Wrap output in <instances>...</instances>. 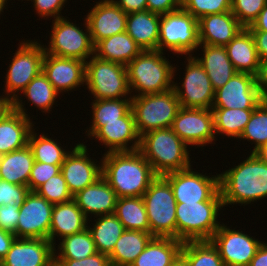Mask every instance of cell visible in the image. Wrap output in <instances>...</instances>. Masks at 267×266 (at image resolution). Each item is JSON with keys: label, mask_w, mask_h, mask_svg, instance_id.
<instances>
[{"label": "cell", "mask_w": 267, "mask_h": 266, "mask_svg": "<svg viewBox=\"0 0 267 266\" xmlns=\"http://www.w3.org/2000/svg\"><path fill=\"white\" fill-rule=\"evenodd\" d=\"M100 163L102 176L118 198L143 196L157 177L151 164L138 150L105 153Z\"/></svg>", "instance_id": "6da1fadb"}, {"label": "cell", "mask_w": 267, "mask_h": 266, "mask_svg": "<svg viewBox=\"0 0 267 266\" xmlns=\"http://www.w3.org/2000/svg\"><path fill=\"white\" fill-rule=\"evenodd\" d=\"M219 189L223 206L267 197V163L251 152L239 165L219 174Z\"/></svg>", "instance_id": "7a4b0ae2"}, {"label": "cell", "mask_w": 267, "mask_h": 266, "mask_svg": "<svg viewBox=\"0 0 267 266\" xmlns=\"http://www.w3.org/2000/svg\"><path fill=\"white\" fill-rule=\"evenodd\" d=\"M187 144L171 129L161 128L140 136L138 151L157 176L191 167Z\"/></svg>", "instance_id": "3957f363"}, {"label": "cell", "mask_w": 267, "mask_h": 266, "mask_svg": "<svg viewBox=\"0 0 267 266\" xmlns=\"http://www.w3.org/2000/svg\"><path fill=\"white\" fill-rule=\"evenodd\" d=\"M158 50H143L126 65L130 91L134 96L168 91L173 88L175 67Z\"/></svg>", "instance_id": "277c9868"}, {"label": "cell", "mask_w": 267, "mask_h": 266, "mask_svg": "<svg viewBox=\"0 0 267 266\" xmlns=\"http://www.w3.org/2000/svg\"><path fill=\"white\" fill-rule=\"evenodd\" d=\"M223 201L176 204V239L182 242L210 240L219 229Z\"/></svg>", "instance_id": "5b68a950"}, {"label": "cell", "mask_w": 267, "mask_h": 266, "mask_svg": "<svg viewBox=\"0 0 267 266\" xmlns=\"http://www.w3.org/2000/svg\"><path fill=\"white\" fill-rule=\"evenodd\" d=\"M180 107L173 88L161 93L132 96L131 109L138 135L171 127Z\"/></svg>", "instance_id": "8992f818"}, {"label": "cell", "mask_w": 267, "mask_h": 266, "mask_svg": "<svg viewBox=\"0 0 267 266\" xmlns=\"http://www.w3.org/2000/svg\"><path fill=\"white\" fill-rule=\"evenodd\" d=\"M150 234L153 237L176 238V204L170 183L163 177L157 176L142 196Z\"/></svg>", "instance_id": "52a82bcc"}, {"label": "cell", "mask_w": 267, "mask_h": 266, "mask_svg": "<svg viewBox=\"0 0 267 266\" xmlns=\"http://www.w3.org/2000/svg\"><path fill=\"white\" fill-rule=\"evenodd\" d=\"M200 45L198 20L182 7L160 15L158 51L190 54Z\"/></svg>", "instance_id": "ba28073f"}, {"label": "cell", "mask_w": 267, "mask_h": 266, "mask_svg": "<svg viewBox=\"0 0 267 266\" xmlns=\"http://www.w3.org/2000/svg\"><path fill=\"white\" fill-rule=\"evenodd\" d=\"M85 85L95 100L120 99L131 94L126 66L99 59L95 55L86 61Z\"/></svg>", "instance_id": "9c48e42d"}, {"label": "cell", "mask_w": 267, "mask_h": 266, "mask_svg": "<svg viewBox=\"0 0 267 266\" xmlns=\"http://www.w3.org/2000/svg\"><path fill=\"white\" fill-rule=\"evenodd\" d=\"M49 48H44L45 53L62 58H75L86 62L90 55H94V44L91 39L87 22L83 31L69 22L58 18L53 20Z\"/></svg>", "instance_id": "30bf717a"}, {"label": "cell", "mask_w": 267, "mask_h": 266, "mask_svg": "<svg viewBox=\"0 0 267 266\" xmlns=\"http://www.w3.org/2000/svg\"><path fill=\"white\" fill-rule=\"evenodd\" d=\"M163 177L170 183L177 203L223 201L219 189V174L210 177L192 171L189 167Z\"/></svg>", "instance_id": "8fae6325"}, {"label": "cell", "mask_w": 267, "mask_h": 266, "mask_svg": "<svg viewBox=\"0 0 267 266\" xmlns=\"http://www.w3.org/2000/svg\"><path fill=\"white\" fill-rule=\"evenodd\" d=\"M44 54V45L41 46L37 41L20 42L5 77L6 90L4 92L12 101L18 97V93L15 94L16 91L22 92L28 83L42 71Z\"/></svg>", "instance_id": "7c38bea8"}, {"label": "cell", "mask_w": 267, "mask_h": 266, "mask_svg": "<svg viewBox=\"0 0 267 266\" xmlns=\"http://www.w3.org/2000/svg\"><path fill=\"white\" fill-rule=\"evenodd\" d=\"M188 64L182 88L173 84V90L177 95L181 107L211 109L214 103L215 90L202 65L196 57L189 55Z\"/></svg>", "instance_id": "4fadbf2b"}, {"label": "cell", "mask_w": 267, "mask_h": 266, "mask_svg": "<svg viewBox=\"0 0 267 266\" xmlns=\"http://www.w3.org/2000/svg\"><path fill=\"white\" fill-rule=\"evenodd\" d=\"M88 137L100 140L109 152H132L137 151L140 145V136L136 130L135 117L132 109L119 121L92 122ZM132 145L128 147V144ZM129 142V143H128ZM127 145V146H126Z\"/></svg>", "instance_id": "5bb4252c"}, {"label": "cell", "mask_w": 267, "mask_h": 266, "mask_svg": "<svg viewBox=\"0 0 267 266\" xmlns=\"http://www.w3.org/2000/svg\"><path fill=\"white\" fill-rule=\"evenodd\" d=\"M210 241L217 248L225 266H248L262 243L224 224L220 225Z\"/></svg>", "instance_id": "9a60e30c"}, {"label": "cell", "mask_w": 267, "mask_h": 266, "mask_svg": "<svg viewBox=\"0 0 267 266\" xmlns=\"http://www.w3.org/2000/svg\"><path fill=\"white\" fill-rule=\"evenodd\" d=\"M263 99L255 75L237 72L224 86L215 90L212 108L255 109Z\"/></svg>", "instance_id": "2e32d148"}, {"label": "cell", "mask_w": 267, "mask_h": 266, "mask_svg": "<svg viewBox=\"0 0 267 266\" xmlns=\"http://www.w3.org/2000/svg\"><path fill=\"white\" fill-rule=\"evenodd\" d=\"M171 129L187 145L203 147L215 140L211 109L180 107Z\"/></svg>", "instance_id": "e0dca14e"}, {"label": "cell", "mask_w": 267, "mask_h": 266, "mask_svg": "<svg viewBox=\"0 0 267 266\" xmlns=\"http://www.w3.org/2000/svg\"><path fill=\"white\" fill-rule=\"evenodd\" d=\"M52 212L53 204L30 191L19 210L17 238L49 240Z\"/></svg>", "instance_id": "ac0fdd59"}, {"label": "cell", "mask_w": 267, "mask_h": 266, "mask_svg": "<svg viewBox=\"0 0 267 266\" xmlns=\"http://www.w3.org/2000/svg\"><path fill=\"white\" fill-rule=\"evenodd\" d=\"M87 146L78 143L61 165V173L72 195L93 184L102 176V164L87 157Z\"/></svg>", "instance_id": "d6986e66"}, {"label": "cell", "mask_w": 267, "mask_h": 266, "mask_svg": "<svg viewBox=\"0 0 267 266\" xmlns=\"http://www.w3.org/2000/svg\"><path fill=\"white\" fill-rule=\"evenodd\" d=\"M55 249L48 239L16 238L0 266H50Z\"/></svg>", "instance_id": "ffe728a7"}, {"label": "cell", "mask_w": 267, "mask_h": 266, "mask_svg": "<svg viewBox=\"0 0 267 266\" xmlns=\"http://www.w3.org/2000/svg\"><path fill=\"white\" fill-rule=\"evenodd\" d=\"M96 3L85 18L94 45L104 38L126 31L128 15L114 0Z\"/></svg>", "instance_id": "44dd1931"}, {"label": "cell", "mask_w": 267, "mask_h": 266, "mask_svg": "<svg viewBox=\"0 0 267 266\" xmlns=\"http://www.w3.org/2000/svg\"><path fill=\"white\" fill-rule=\"evenodd\" d=\"M86 62L75 58H62L44 54L42 72L59 92L73 90L85 83Z\"/></svg>", "instance_id": "7402d4cb"}, {"label": "cell", "mask_w": 267, "mask_h": 266, "mask_svg": "<svg viewBox=\"0 0 267 266\" xmlns=\"http://www.w3.org/2000/svg\"><path fill=\"white\" fill-rule=\"evenodd\" d=\"M13 101V110L0 121V156L28 145V138L34 128L26 114L22 100Z\"/></svg>", "instance_id": "603a6c76"}, {"label": "cell", "mask_w": 267, "mask_h": 266, "mask_svg": "<svg viewBox=\"0 0 267 266\" xmlns=\"http://www.w3.org/2000/svg\"><path fill=\"white\" fill-rule=\"evenodd\" d=\"M117 199L116 192L103 176L73 195V200L87 219L89 213L95 215V217L113 214Z\"/></svg>", "instance_id": "cb8c5ba5"}, {"label": "cell", "mask_w": 267, "mask_h": 266, "mask_svg": "<svg viewBox=\"0 0 267 266\" xmlns=\"http://www.w3.org/2000/svg\"><path fill=\"white\" fill-rule=\"evenodd\" d=\"M198 23L200 44L222 47L244 28L231 11L203 16Z\"/></svg>", "instance_id": "d4e9b609"}, {"label": "cell", "mask_w": 267, "mask_h": 266, "mask_svg": "<svg viewBox=\"0 0 267 266\" xmlns=\"http://www.w3.org/2000/svg\"><path fill=\"white\" fill-rule=\"evenodd\" d=\"M88 220L73 199L53 205L49 240L54 245L55 236L63 238L83 231L87 228Z\"/></svg>", "instance_id": "484cf974"}, {"label": "cell", "mask_w": 267, "mask_h": 266, "mask_svg": "<svg viewBox=\"0 0 267 266\" xmlns=\"http://www.w3.org/2000/svg\"><path fill=\"white\" fill-rule=\"evenodd\" d=\"M160 15L148 10L129 13L126 32L142 50H158Z\"/></svg>", "instance_id": "4316f807"}, {"label": "cell", "mask_w": 267, "mask_h": 266, "mask_svg": "<svg viewBox=\"0 0 267 266\" xmlns=\"http://www.w3.org/2000/svg\"><path fill=\"white\" fill-rule=\"evenodd\" d=\"M229 60L237 72L256 75L260 59L254 38L247 28H243L226 46Z\"/></svg>", "instance_id": "83f0119b"}, {"label": "cell", "mask_w": 267, "mask_h": 266, "mask_svg": "<svg viewBox=\"0 0 267 266\" xmlns=\"http://www.w3.org/2000/svg\"><path fill=\"white\" fill-rule=\"evenodd\" d=\"M142 51L126 31L104 38L94 45L96 57L125 66Z\"/></svg>", "instance_id": "f1b7e54d"}, {"label": "cell", "mask_w": 267, "mask_h": 266, "mask_svg": "<svg viewBox=\"0 0 267 266\" xmlns=\"http://www.w3.org/2000/svg\"><path fill=\"white\" fill-rule=\"evenodd\" d=\"M203 46V47H202ZM203 56L196 58L209 77L214 90L224 86L237 71L229 60L225 47L200 44Z\"/></svg>", "instance_id": "f546056e"}, {"label": "cell", "mask_w": 267, "mask_h": 266, "mask_svg": "<svg viewBox=\"0 0 267 266\" xmlns=\"http://www.w3.org/2000/svg\"><path fill=\"white\" fill-rule=\"evenodd\" d=\"M183 242L172 237H153L130 266H171Z\"/></svg>", "instance_id": "4dcf8cb0"}, {"label": "cell", "mask_w": 267, "mask_h": 266, "mask_svg": "<svg viewBox=\"0 0 267 266\" xmlns=\"http://www.w3.org/2000/svg\"><path fill=\"white\" fill-rule=\"evenodd\" d=\"M34 163L33 152L29 145L2 155L0 156V179L28 186Z\"/></svg>", "instance_id": "1f68e13d"}, {"label": "cell", "mask_w": 267, "mask_h": 266, "mask_svg": "<svg viewBox=\"0 0 267 266\" xmlns=\"http://www.w3.org/2000/svg\"><path fill=\"white\" fill-rule=\"evenodd\" d=\"M152 238L150 232L124 230L108 256L111 266H130Z\"/></svg>", "instance_id": "d6a6232c"}, {"label": "cell", "mask_w": 267, "mask_h": 266, "mask_svg": "<svg viewBox=\"0 0 267 266\" xmlns=\"http://www.w3.org/2000/svg\"><path fill=\"white\" fill-rule=\"evenodd\" d=\"M114 214L125 230L150 232L146 207L142 196L118 198Z\"/></svg>", "instance_id": "836d02e7"}, {"label": "cell", "mask_w": 267, "mask_h": 266, "mask_svg": "<svg viewBox=\"0 0 267 266\" xmlns=\"http://www.w3.org/2000/svg\"><path fill=\"white\" fill-rule=\"evenodd\" d=\"M98 217L95 220V225L93 223L92 228L90 226L87 227L92 235L97 251L109 256L125 229L114 213Z\"/></svg>", "instance_id": "e575fe53"}, {"label": "cell", "mask_w": 267, "mask_h": 266, "mask_svg": "<svg viewBox=\"0 0 267 266\" xmlns=\"http://www.w3.org/2000/svg\"><path fill=\"white\" fill-rule=\"evenodd\" d=\"M214 133L239 138L254 109L211 108Z\"/></svg>", "instance_id": "d590c367"}, {"label": "cell", "mask_w": 267, "mask_h": 266, "mask_svg": "<svg viewBox=\"0 0 267 266\" xmlns=\"http://www.w3.org/2000/svg\"><path fill=\"white\" fill-rule=\"evenodd\" d=\"M61 240L57 249L60 252L56 255L57 250H54V259L80 260L98 252L88 227Z\"/></svg>", "instance_id": "8d00e7d4"}, {"label": "cell", "mask_w": 267, "mask_h": 266, "mask_svg": "<svg viewBox=\"0 0 267 266\" xmlns=\"http://www.w3.org/2000/svg\"><path fill=\"white\" fill-rule=\"evenodd\" d=\"M180 254L190 266H225L210 240L183 242Z\"/></svg>", "instance_id": "74e56055"}, {"label": "cell", "mask_w": 267, "mask_h": 266, "mask_svg": "<svg viewBox=\"0 0 267 266\" xmlns=\"http://www.w3.org/2000/svg\"><path fill=\"white\" fill-rule=\"evenodd\" d=\"M33 131L32 129L29 134L28 145L33 152L34 160L52 165H62L69 152L48 136L42 134L38 137L37 133Z\"/></svg>", "instance_id": "f35d334b"}, {"label": "cell", "mask_w": 267, "mask_h": 266, "mask_svg": "<svg viewBox=\"0 0 267 266\" xmlns=\"http://www.w3.org/2000/svg\"><path fill=\"white\" fill-rule=\"evenodd\" d=\"M33 105L37 106L42 112L48 113L59 92L53 87L47 76L41 71L34 77L22 91Z\"/></svg>", "instance_id": "ab89813d"}, {"label": "cell", "mask_w": 267, "mask_h": 266, "mask_svg": "<svg viewBox=\"0 0 267 266\" xmlns=\"http://www.w3.org/2000/svg\"><path fill=\"white\" fill-rule=\"evenodd\" d=\"M239 139L255 143L252 153L267 144V99H263L254 109Z\"/></svg>", "instance_id": "60d3db41"}, {"label": "cell", "mask_w": 267, "mask_h": 266, "mask_svg": "<svg viewBox=\"0 0 267 266\" xmlns=\"http://www.w3.org/2000/svg\"><path fill=\"white\" fill-rule=\"evenodd\" d=\"M92 122L119 121L131 110V98L94 100Z\"/></svg>", "instance_id": "b9f144b4"}, {"label": "cell", "mask_w": 267, "mask_h": 266, "mask_svg": "<svg viewBox=\"0 0 267 266\" xmlns=\"http://www.w3.org/2000/svg\"><path fill=\"white\" fill-rule=\"evenodd\" d=\"M35 192L53 205L66 203L73 199V195L69 191L67 183L61 172L52 176Z\"/></svg>", "instance_id": "7bdbcfd3"}, {"label": "cell", "mask_w": 267, "mask_h": 266, "mask_svg": "<svg viewBox=\"0 0 267 266\" xmlns=\"http://www.w3.org/2000/svg\"><path fill=\"white\" fill-rule=\"evenodd\" d=\"M181 7L199 20L209 14L231 11V0H181Z\"/></svg>", "instance_id": "ee69618b"}, {"label": "cell", "mask_w": 267, "mask_h": 266, "mask_svg": "<svg viewBox=\"0 0 267 266\" xmlns=\"http://www.w3.org/2000/svg\"><path fill=\"white\" fill-rule=\"evenodd\" d=\"M267 0H231V12L247 28L258 18Z\"/></svg>", "instance_id": "f6af8a7d"}, {"label": "cell", "mask_w": 267, "mask_h": 266, "mask_svg": "<svg viewBox=\"0 0 267 266\" xmlns=\"http://www.w3.org/2000/svg\"><path fill=\"white\" fill-rule=\"evenodd\" d=\"M29 193L28 186L17 185L0 179V205L10 203L21 207Z\"/></svg>", "instance_id": "bcb514c9"}, {"label": "cell", "mask_w": 267, "mask_h": 266, "mask_svg": "<svg viewBox=\"0 0 267 266\" xmlns=\"http://www.w3.org/2000/svg\"><path fill=\"white\" fill-rule=\"evenodd\" d=\"M60 172L61 165H52L35 161L28 182L29 190L35 192L42 184Z\"/></svg>", "instance_id": "7dc6e473"}, {"label": "cell", "mask_w": 267, "mask_h": 266, "mask_svg": "<svg viewBox=\"0 0 267 266\" xmlns=\"http://www.w3.org/2000/svg\"><path fill=\"white\" fill-rule=\"evenodd\" d=\"M20 206L9 204L0 205V229L14 234L17 238V224Z\"/></svg>", "instance_id": "c3c4849f"}, {"label": "cell", "mask_w": 267, "mask_h": 266, "mask_svg": "<svg viewBox=\"0 0 267 266\" xmlns=\"http://www.w3.org/2000/svg\"><path fill=\"white\" fill-rule=\"evenodd\" d=\"M34 7L40 17L62 18L59 13L67 0H33Z\"/></svg>", "instance_id": "681fc988"}, {"label": "cell", "mask_w": 267, "mask_h": 266, "mask_svg": "<svg viewBox=\"0 0 267 266\" xmlns=\"http://www.w3.org/2000/svg\"><path fill=\"white\" fill-rule=\"evenodd\" d=\"M59 266H111L109 257L99 252L80 260L54 259Z\"/></svg>", "instance_id": "f907efd6"}, {"label": "cell", "mask_w": 267, "mask_h": 266, "mask_svg": "<svg viewBox=\"0 0 267 266\" xmlns=\"http://www.w3.org/2000/svg\"><path fill=\"white\" fill-rule=\"evenodd\" d=\"M147 10L159 15L181 8V0H146Z\"/></svg>", "instance_id": "816d5d0a"}, {"label": "cell", "mask_w": 267, "mask_h": 266, "mask_svg": "<svg viewBox=\"0 0 267 266\" xmlns=\"http://www.w3.org/2000/svg\"><path fill=\"white\" fill-rule=\"evenodd\" d=\"M256 85L264 99H267V59L260 60L258 72L255 75Z\"/></svg>", "instance_id": "f5cc1de1"}, {"label": "cell", "mask_w": 267, "mask_h": 266, "mask_svg": "<svg viewBox=\"0 0 267 266\" xmlns=\"http://www.w3.org/2000/svg\"><path fill=\"white\" fill-rule=\"evenodd\" d=\"M255 42L257 54L260 60L267 59V32L266 31H250Z\"/></svg>", "instance_id": "db71d44e"}, {"label": "cell", "mask_w": 267, "mask_h": 266, "mask_svg": "<svg viewBox=\"0 0 267 266\" xmlns=\"http://www.w3.org/2000/svg\"><path fill=\"white\" fill-rule=\"evenodd\" d=\"M114 2L127 14L147 10L146 0H115Z\"/></svg>", "instance_id": "11a10c76"}, {"label": "cell", "mask_w": 267, "mask_h": 266, "mask_svg": "<svg viewBox=\"0 0 267 266\" xmlns=\"http://www.w3.org/2000/svg\"><path fill=\"white\" fill-rule=\"evenodd\" d=\"M16 236L0 229V261L7 255Z\"/></svg>", "instance_id": "9f6ffc18"}, {"label": "cell", "mask_w": 267, "mask_h": 266, "mask_svg": "<svg viewBox=\"0 0 267 266\" xmlns=\"http://www.w3.org/2000/svg\"><path fill=\"white\" fill-rule=\"evenodd\" d=\"M248 266H267V243L262 242Z\"/></svg>", "instance_id": "6f0895ef"}, {"label": "cell", "mask_w": 267, "mask_h": 266, "mask_svg": "<svg viewBox=\"0 0 267 266\" xmlns=\"http://www.w3.org/2000/svg\"><path fill=\"white\" fill-rule=\"evenodd\" d=\"M249 31H266L267 32V4L259 13L258 18L247 27Z\"/></svg>", "instance_id": "680465c9"}, {"label": "cell", "mask_w": 267, "mask_h": 266, "mask_svg": "<svg viewBox=\"0 0 267 266\" xmlns=\"http://www.w3.org/2000/svg\"><path fill=\"white\" fill-rule=\"evenodd\" d=\"M13 110V101L5 96L0 97V121Z\"/></svg>", "instance_id": "91938a15"}, {"label": "cell", "mask_w": 267, "mask_h": 266, "mask_svg": "<svg viewBox=\"0 0 267 266\" xmlns=\"http://www.w3.org/2000/svg\"><path fill=\"white\" fill-rule=\"evenodd\" d=\"M263 162L267 163V144L261 146L254 152Z\"/></svg>", "instance_id": "94428289"}, {"label": "cell", "mask_w": 267, "mask_h": 266, "mask_svg": "<svg viewBox=\"0 0 267 266\" xmlns=\"http://www.w3.org/2000/svg\"><path fill=\"white\" fill-rule=\"evenodd\" d=\"M171 266H190V264L181 254H179Z\"/></svg>", "instance_id": "6125c7cd"}, {"label": "cell", "mask_w": 267, "mask_h": 266, "mask_svg": "<svg viewBox=\"0 0 267 266\" xmlns=\"http://www.w3.org/2000/svg\"><path fill=\"white\" fill-rule=\"evenodd\" d=\"M7 1L8 0H0V14H1V12H3V9H4Z\"/></svg>", "instance_id": "be15d7a7"}, {"label": "cell", "mask_w": 267, "mask_h": 266, "mask_svg": "<svg viewBox=\"0 0 267 266\" xmlns=\"http://www.w3.org/2000/svg\"><path fill=\"white\" fill-rule=\"evenodd\" d=\"M50 266H59L57 263L53 262Z\"/></svg>", "instance_id": "e7e4bbea"}]
</instances>
